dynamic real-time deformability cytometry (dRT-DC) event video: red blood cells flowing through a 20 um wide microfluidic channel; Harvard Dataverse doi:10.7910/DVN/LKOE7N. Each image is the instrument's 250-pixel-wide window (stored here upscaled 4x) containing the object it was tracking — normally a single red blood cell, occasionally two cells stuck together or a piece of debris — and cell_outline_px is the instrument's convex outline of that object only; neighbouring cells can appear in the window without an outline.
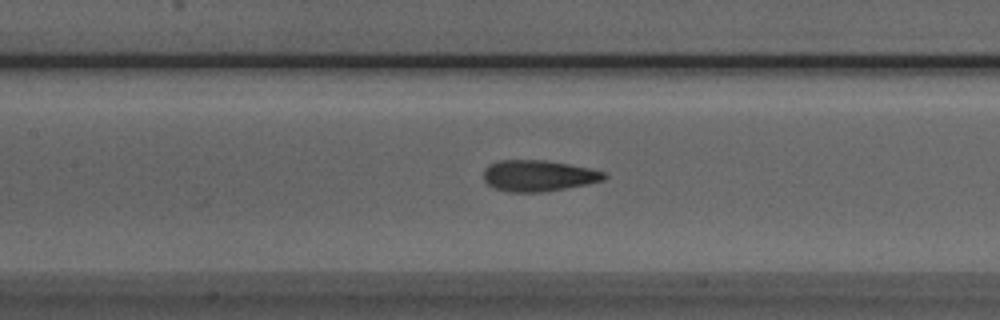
{"species": "Egyptian fruit bat (a non-hibernating species)", "species_latin": "Rousettus aegyptiacus", "temperature_condition": "room temperature", "stored_images_in_passage": 38, "camera_frame_rate_fps": 3000, "um_per_image_px": 0.085, "animal": {"sex": "male"}, "frame": {"image": 1, "passage_image": 14, "time_ms": 4.333, "image_size_px": [1000, 320], "cell_outline_px": [[608, 176], [604, 180], [588, 184], [540, 192], [508, 192], [496, 188], [488, 184], [484, 180], [484, 168], [488, 164], [496, 160], [544, 160], [568, 164], [588, 168], [604, 172]], "centroid_in_image_um": [45.73, 14.93], "position_along_channel_um": 161.7, "area_um2": 21.85}}
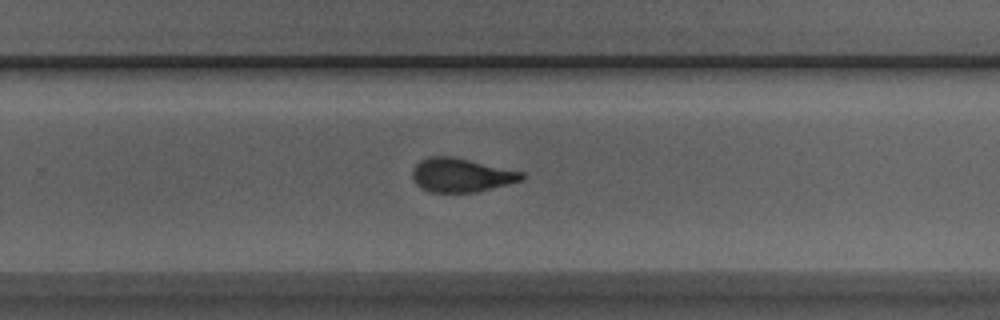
{"frame": {"image": 2, "passage_image": 24, "time_ms": 7.667, "image_size_px": [1000, 320], "cell_outline_px": [[528, 176], [524, 180], [476, 192], [428, 192], [416, 184], [412, 176], [412, 168], [420, 160], [428, 156], [452, 156], [524, 172]], "centroid_in_image_um": [39.21, 14.88], "position_along_channel_um": 290.6, "area_um2": 21.73}}
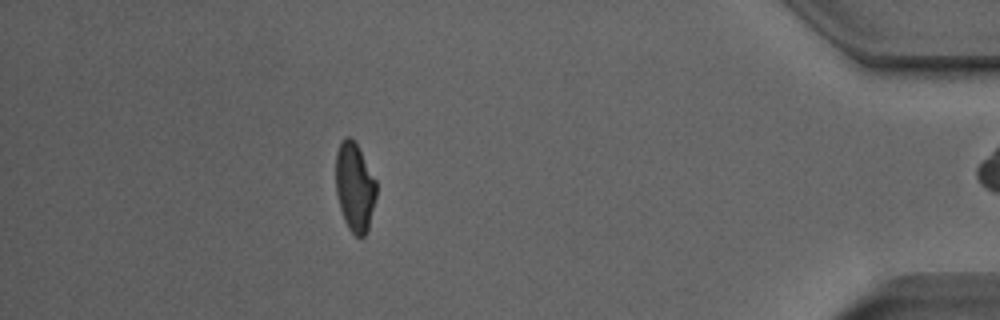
{"frame": {"image": 3, "passage_image": 37, "time_ms": 12.0, "image_size_px": [1000, 320], "cell_outline_px": [[376, 196], [368, 232], [364, 236], [356, 236], [348, 228], [344, 220], [340, 208], [336, 192], [336, 152], [344, 136], [352, 136], [356, 140], [376, 180]], "centroid_in_image_um": [30.16, 15.86], "position_along_channel_um": 405.0, "area_um2": 21.33}, "authors_computed_cell_mechanics": {"area_um2": 22.1085, "velocity_mm_per_s": 3.889, "shape_relaxation_time_tau1_ms": 5.5189, "shape_relaxation_time_tau2_ms": 1.3767, "deformation_change_tau1": 0.1713, "deformation_change_tau2": 0.0982}}